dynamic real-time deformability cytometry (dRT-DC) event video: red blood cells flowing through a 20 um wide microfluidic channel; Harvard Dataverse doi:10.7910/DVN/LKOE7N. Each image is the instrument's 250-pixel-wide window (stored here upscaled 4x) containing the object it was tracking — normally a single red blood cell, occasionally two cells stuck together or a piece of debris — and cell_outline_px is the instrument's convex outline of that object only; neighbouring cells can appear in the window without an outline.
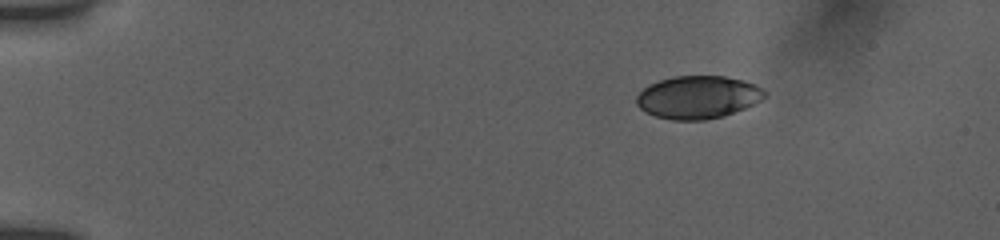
{"species": "human", "species_latin": "Homo sapiens", "temperature_condition": "room temperature", "stored_images_in_passage": 4, "camera_frame_rate_fps": 3000, "um_per_image_px": 0.085, "donor": {"sex": "female"}, "frame": {"image": 1, "passage_image": 1, "time_ms": 0.0, "image_size_px": [1000, 240], "cell_outline_px": [[768, 96], [744, 108], [724, 116], [704, 120], [672, 120], [656, 116], [644, 112], [636, 104], [636, 96], [648, 84], [672, 76], [724, 76], [744, 80], [756, 84], [764, 88], [768, 92]], "centroid_in_image_um": [59.34, 8.25], "position_along_channel_um": 25.7, "area_um2": 32.25}}
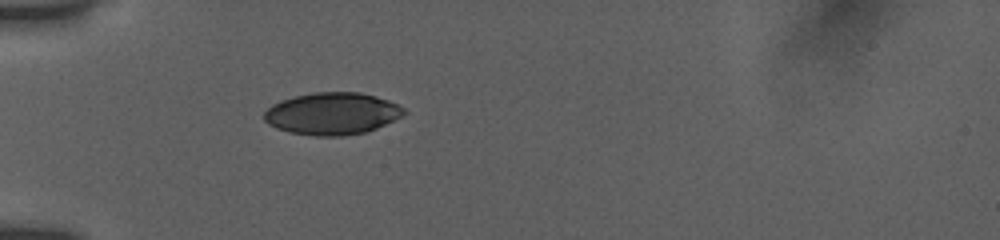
{"frame": {"image": 2, "passage_image": 4, "time_ms": 3.0, "image_size_px": [1000, 240], "cell_outline_px": [[408, 112], [376, 128], [364, 132], [344, 136], [316, 136], [288, 132], [276, 128], [268, 124], [264, 120], [264, 112], [272, 104], [280, 100], [312, 92], [360, 92], [376, 96], [388, 100], [404, 108]], "centroid_in_image_um": [28.2, 9.65], "position_along_channel_um": 56.8, "area_um2": 34.28}}